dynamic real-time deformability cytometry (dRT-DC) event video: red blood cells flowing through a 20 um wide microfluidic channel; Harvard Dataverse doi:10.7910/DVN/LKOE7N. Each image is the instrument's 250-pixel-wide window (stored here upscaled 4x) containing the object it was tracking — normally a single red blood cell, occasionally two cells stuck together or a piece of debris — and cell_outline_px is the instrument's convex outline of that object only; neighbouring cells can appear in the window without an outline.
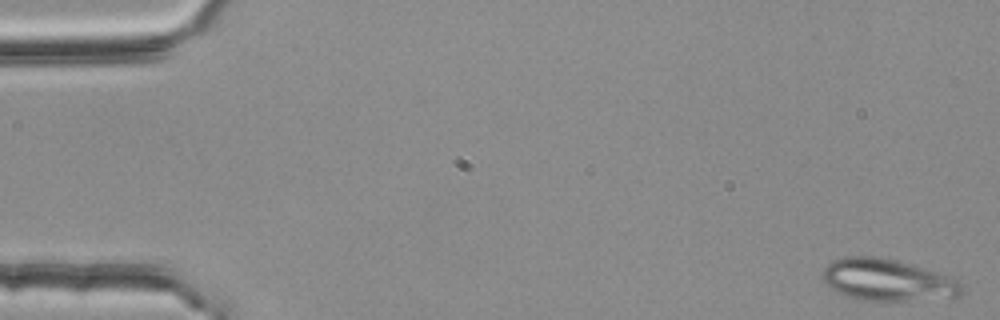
{"species": "common noctule bat (a hibernating species)", "species_latin": "Nyctalus noctula", "temperature_condition": "room temperature", "stored_images_in_passage": 53, "camera_frame_rate_fps": 3000, "um_per_image_px": 0.085, "animal": {"sex": "female", "body_mass_g": 25.1}, "frame": {"image": 1, "passage_image": 1, "time_ms": 0.0, "image_size_px": [1000, 320], "cell_outline_px": [[964, 292], [960, 296], [904, 300], [864, 300], [848, 296], [832, 288], [820, 276], [824, 268], [832, 260], [844, 256], [876, 256], [892, 260], [936, 272], [948, 276], [956, 280], [964, 288]], "centroid_in_image_um": [75.39, 23.79], "position_along_channel_um": 9.6, "area_um2": 33.12}}
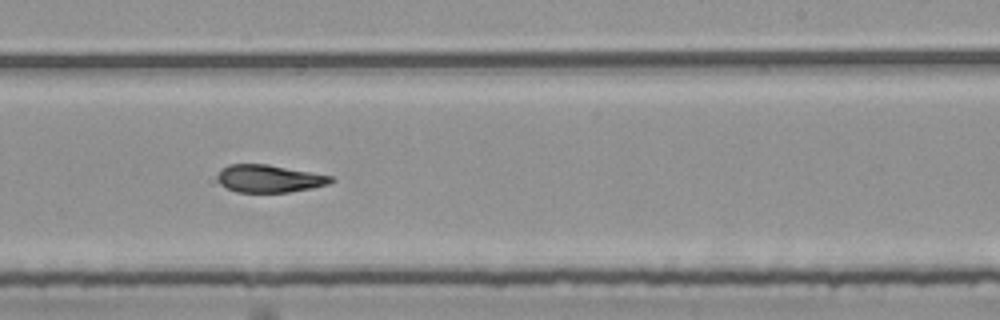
{"frame": {"image": 2, "passage_image": 32, "time_ms": 10.333, "image_size_px": [1000, 320], "cell_outline_px": [[336, 180], [328, 184], [312, 188], [288, 192], [236, 192], [220, 184], [216, 180], [216, 176], [220, 168], [228, 164], [268, 164], [332, 176]], "centroid_in_image_um": [22.84, 15.17], "position_along_channel_um": 266.2, "area_um2": 18.38}}
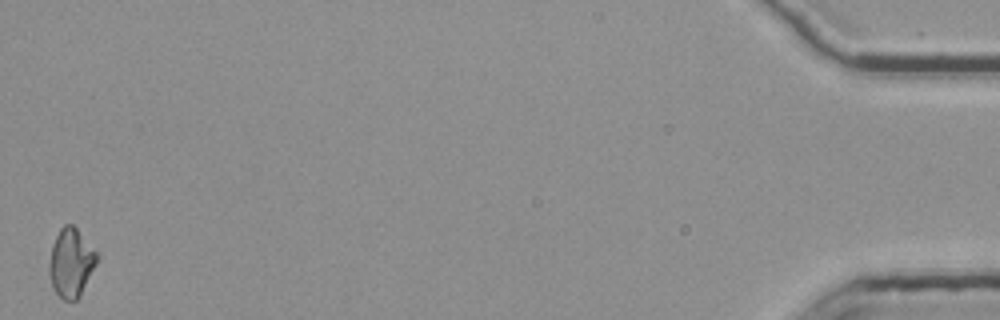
{"frame": {"image": 3, "passage_image": 53, "time_ms": 17.333, "image_size_px": [1000, 320], "cell_outline_px": [[100, 256], [80, 296], [76, 300], [64, 300], [56, 292], [52, 284], [48, 272], [48, 264], [52, 244], [60, 228], [64, 224], [72, 224], [100, 252]], "centroid_in_image_um": [6.06, 22.29], "position_along_channel_um": 429.1, "area_um2": 19.36}, "authors_computed_cell_mechanics": {"area_um2": 19.0162, "velocity_mm_per_s": 3.7251, "shape_relaxation_time_tau1_ms": 8.4518, "shape_relaxation_time_tau2_ms": 3.0435, "deformation_change_tau1": 0.2422, "deformation_change_tau2": 0.0957}}